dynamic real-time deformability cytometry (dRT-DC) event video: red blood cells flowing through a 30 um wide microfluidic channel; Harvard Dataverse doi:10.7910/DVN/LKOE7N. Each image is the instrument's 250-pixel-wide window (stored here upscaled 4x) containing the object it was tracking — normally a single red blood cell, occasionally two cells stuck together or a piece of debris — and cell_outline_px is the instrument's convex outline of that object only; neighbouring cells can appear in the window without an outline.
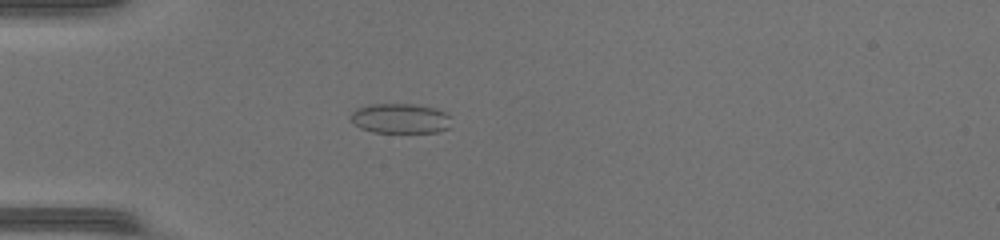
{"species": "common noctule bat (a hibernating species)", "species_latin": "Nyctalus noctula", "temperature_condition": "warm", "stored_images_in_passage": 40, "camera_frame_rate_fps": 3000, "um_per_image_px": 0.085, "animal": {"sex": "female", "body_mass_g": 17.0, "forearm_length_mm": 48.0}, "frame": {"image": 1, "passage_image": 6, "time_ms": 1.667, "image_size_px": [1000, 240], "cell_outline_px": [[448, 128], [436, 132], [372, 132], [360, 128], [352, 120], [352, 112], [356, 108], [368, 104], [420, 104], [444, 112], [448, 116]], "centroid_in_image_um": [33.98, 10.06], "position_along_channel_um": 51.0, "area_um2": 17.28}}
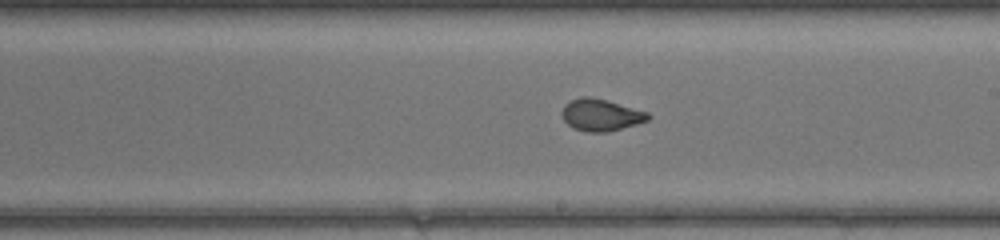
{"frame": {"image": 2, "passage_image": 20, "time_ms": 6.333, "image_size_px": [1000, 240], "cell_outline_px": [[652, 116], [648, 120], [636, 124], [608, 132], [584, 132], [572, 128], [564, 120], [560, 112], [564, 104], [580, 96], [592, 96], [608, 100], [648, 112]], "centroid_in_image_um": [51.05, 9.76], "position_along_channel_um": 237.9, "area_um2": 16.3}}
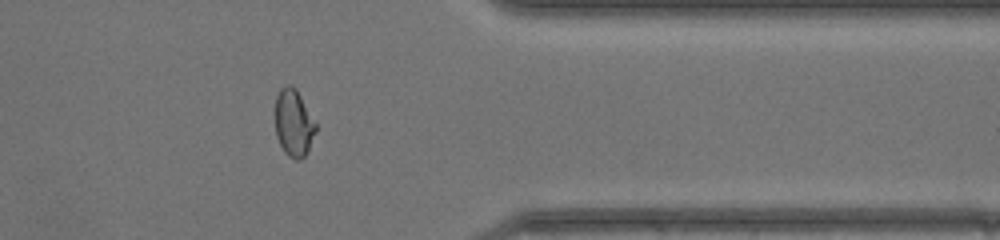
{"frame": {"image": 3, "passage_image": 31, "time_ms": 10.0, "image_size_px": [1000, 240], "cell_outline_px": [[316, 132], [304, 156], [300, 160], [296, 160], [288, 156], [284, 152], [276, 136], [276, 96], [280, 88], [284, 84], [288, 84], [296, 88], [316, 124]], "centroid_in_image_um": [24.95, 10.44], "position_along_channel_um": 386.5, "area_um2": 15.72}, "authors_computed_cell_mechanics": {"area_um2": 16.4152, "velocity_mm_per_s": 4.3546, "shape_relaxation_time_tau1_ms": 10.7168, "shape_relaxation_time_tau2_ms": null, "deformation_change_tau1": 0.268, "deformation_change_tau2": null}}